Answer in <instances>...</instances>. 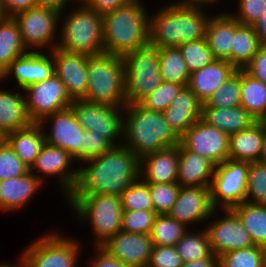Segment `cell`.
Here are the masks:
<instances>
[{"mask_svg": "<svg viewBox=\"0 0 266 267\" xmlns=\"http://www.w3.org/2000/svg\"><path fill=\"white\" fill-rule=\"evenodd\" d=\"M83 163L86 167L78 168L77 183L70 194L120 197L140 177V158L122 144Z\"/></svg>", "mask_w": 266, "mask_h": 267, "instance_id": "cell-1", "label": "cell"}, {"mask_svg": "<svg viewBox=\"0 0 266 267\" xmlns=\"http://www.w3.org/2000/svg\"><path fill=\"white\" fill-rule=\"evenodd\" d=\"M158 10L153 11L152 15L149 13L150 45L158 48L178 47L184 42L205 38L212 16L205 8L184 7L171 1Z\"/></svg>", "mask_w": 266, "mask_h": 267, "instance_id": "cell-2", "label": "cell"}, {"mask_svg": "<svg viewBox=\"0 0 266 267\" xmlns=\"http://www.w3.org/2000/svg\"><path fill=\"white\" fill-rule=\"evenodd\" d=\"M179 143L180 137L167 123L162 112L148 110L140 103L123 107L122 145L140 159Z\"/></svg>", "mask_w": 266, "mask_h": 267, "instance_id": "cell-3", "label": "cell"}, {"mask_svg": "<svg viewBox=\"0 0 266 267\" xmlns=\"http://www.w3.org/2000/svg\"><path fill=\"white\" fill-rule=\"evenodd\" d=\"M135 0L103 16L104 53L124 57L149 43V13Z\"/></svg>", "mask_w": 266, "mask_h": 267, "instance_id": "cell-4", "label": "cell"}, {"mask_svg": "<svg viewBox=\"0 0 266 267\" xmlns=\"http://www.w3.org/2000/svg\"><path fill=\"white\" fill-rule=\"evenodd\" d=\"M68 12L61 10L57 48L86 56L104 53L103 17L85 3H77Z\"/></svg>", "mask_w": 266, "mask_h": 267, "instance_id": "cell-5", "label": "cell"}, {"mask_svg": "<svg viewBox=\"0 0 266 267\" xmlns=\"http://www.w3.org/2000/svg\"><path fill=\"white\" fill-rule=\"evenodd\" d=\"M66 200L79 222H89L94 236L93 247L102 246L121 231L123 210L120 197L106 194H69Z\"/></svg>", "mask_w": 266, "mask_h": 267, "instance_id": "cell-6", "label": "cell"}, {"mask_svg": "<svg viewBox=\"0 0 266 267\" xmlns=\"http://www.w3.org/2000/svg\"><path fill=\"white\" fill-rule=\"evenodd\" d=\"M88 87L84 100L124 107L125 64L123 57L101 53L88 56Z\"/></svg>", "mask_w": 266, "mask_h": 267, "instance_id": "cell-7", "label": "cell"}, {"mask_svg": "<svg viewBox=\"0 0 266 267\" xmlns=\"http://www.w3.org/2000/svg\"><path fill=\"white\" fill-rule=\"evenodd\" d=\"M127 104L140 103L161 83L159 48L149 43L123 57Z\"/></svg>", "mask_w": 266, "mask_h": 267, "instance_id": "cell-8", "label": "cell"}, {"mask_svg": "<svg viewBox=\"0 0 266 267\" xmlns=\"http://www.w3.org/2000/svg\"><path fill=\"white\" fill-rule=\"evenodd\" d=\"M81 244L72 236L46 233L21 253L28 267H79Z\"/></svg>", "mask_w": 266, "mask_h": 267, "instance_id": "cell-9", "label": "cell"}, {"mask_svg": "<svg viewBox=\"0 0 266 267\" xmlns=\"http://www.w3.org/2000/svg\"><path fill=\"white\" fill-rule=\"evenodd\" d=\"M60 14L61 10L57 8L37 6L13 17L28 51H52L57 48Z\"/></svg>", "mask_w": 266, "mask_h": 267, "instance_id": "cell-10", "label": "cell"}, {"mask_svg": "<svg viewBox=\"0 0 266 267\" xmlns=\"http://www.w3.org/2000/svg\"><path fill=\"white\" fill-rule=\"evenodd\" d=\"M249 162L227 159L215 166L209 190L214 209H232L246 201Z\"/></svg>", "mask_w": 266, "mask_h": 267, "instance_id": "cell-11", "label": "cell"}, {"mask_svg": "<svg viewBox=\"0 0 266 267\" xmlns=\"http://www.w3.org/2000/svg\"><path fill=\"white\" fill-rule=\"evenodd\" d=\"M69 107L85 131L91 130L94 134L103 135L113 146L122 144L123 107H113L84 99L72 100ZM118 138L121 139L120 142Z\"/></svg>", "mask_w": 266, "mask_h": 267, "instance_id": "cell-12", "label": "cell"}, {"mask_svg": "<svg viewBox=\"0 0 266 267\" xmlns=\"http://www.w3.org/2000/svg\"><path fill=\"white\" fill-rule=\"evenodd\" d=\"M39 124L47 144L67 151L77 163L84 162L85 129L70 107L44 117Z\"/></svg>", "mask_w": 266, "mask_h": 267, "instance_id": "cell-13", "label": "cell"}, {"mask_svg": "<svg viewBox=\"0 0 266 267\" xmlns=\"http://www.w3.org/2000/svg\"><path fill=\"white\" fill-rule=\"evenodd\" d=\"M73 161L75 162V159L67 151L45 142L29 171L43 184L46 183V178H56L59 189L61 188L60 192L66 199L73 191L78 179V168L71 165Z\"/></svg>", "mask_w": 266, "mask_h": 267, "instance_id": "cell-14", "label": "cell"}, {"mask_svg": "<svg viewBox=\"0 0 266 267\" xmlns=\"http://www.w3.org/2000/svg\"><path fill=\"white\" fill-rule=\"evenodd\" d=\"M23 92L28 115L35 123H39L48 115L68 108L72 103L64 83L55 74L42 82L25 87Z\"/></svg>", "mask_w": 266, "mask_h": 267, "instance_id": "cell-15", "label": "cell"}, {"mask_svg": "<svg viewBox=\"0 0 266 267\" xmlns=\"http://www.w3.org/2000/svg\"><path fill=\"white\" fill-rule=\"evenodd\" d=\"M180 143L187 150L208 159L215 166L228 159L229 136L202 118L180 137Z\"/></svg>", "mask_w": 266, "mask_h": 267, "instance_id": "cell-16", "label": "cell"}, {"mask_svg": "<svg viewBox=\"0 0 266 267\" xmlns=\"http://www.w3.org/2000/svg\"><path fill=\"white\" fill-rule=\"evenodd\" d=\"M219 218L203 226L209 236L212 252L219 257L229 251L254 246L249 232L232 209H219Z\"/></svg>", "mask_w": 266, "mask_h": 267, "instance_id": "cell-17", "label": "cell"}, {"mask_svg": "<svg viewBox=\"0 0 266 267\" xmlns=\"http://www.w3.org/2000/svg\"><path fill=\"white\" fill-rule=\"evenodd\" d=\"M216 212L218 209L211 204L209 187H180L168 215L191 229L193 224L212 220Z\"/></svg>", "mask_w": 266, "mask_h": 267, "instance_id": "cell-18", "label": "cell"}, {"mask_svg": "<svg viewBox=\"0 0 266 267\" xmlns=\"http://www.w3.org/2000/svg\"><path fill=\"white\" fill-rule=\"evenodd\" d=\"M54 74L64 83L71 100L84 99L88 87V56L73 54L54 48L52 51Z\"/></svg>", "mask_w": 266, "mask_h": 267, "instance_id": "cell-19", "label": "cell"}, {"mask_svg": "<svg viewBox=\"0 0 266 267\" xmlns=\"http://www.w3.org/2000/svg\"><path fill=\"white\" fill-rule=\"evenodd\" d=\"M52 74H54V62L51 51L45 53L28 51L9 65L0 76V80L14 77L16 87L23 90L31 84L46 80Z\"/></svg>", "mask_w": 266, "mask_h": 267, "instance_id": "cell-20", "label": "cell"}, {"mask_svg": "<svg viewBox=\"0 0 266 267\" xmlns=\"http://www.w3.org/2000/svg\"><path fill=\"white\" fill-rule=\"evenodd\" d=\"M101 247L124 264L133 267H147L153 242L148 234L120 231Z\"/></svg>", "mask_w": 266, "mask_h": 267, "instance_id": "cell-21", "label": "cell"}, {"mask_svg": "<svg viewBox=\"0 0 266 267\" xmlns=\"http://www.w3.org/2000/svg\"><path fill=\"white\" fill-rule=\"evenodd\" d=\"M178 160V145L144 155L140 159V177L146 183H175Z\"/></svg>", "mask_w": 266, "mask_h": 267, "instance_id": "cell-22", "label": "cell"}, {"mask_svg": "<svg viewBox=\"0 0 266 267\" xmlns=\"http://www.w3.org/2000/svg\"><path fill=\"white\" fill-rule=\"evenodd\" d=\"M202 110L203 103L185 86L163 115L174 132L181 137L197 120L202 118Z\"/></svg>", "mask_w": 266, "mask_h": 267, "instance_id": "cell-23", "label": "cell"}, {"mask_svg": "<svg viewBox=\"0 0 266 267\" xmlns=\"http://www.w3.org/2000/svg\"><path fill=\"white\" fill-rule=\"evenodd\" d=\"M236 71L227 60L216 59L202 69L190 73L187 87L204 104Z\"/></svg>", "mask_w": 266, "mask_h": 267, "instance_id": "cell-24", "label": "cell"}, {"mask_svg": "<svg viewBox=\"0 0 266 267\" xmlns=\"http://www.w3.org/2000/svg\"><path fill=\"white\" fill-rule=\"evenodd\" d=\"M178 175L180 187H209L214 175L215 165L199 154L178 144Z\"/></svg>", "mask_w": 266, "mask_h": 267, "instance_id": "cell-25", "label": "cell"}, {"mask_svg": "<svg viewBox=\"0 0 266 267\" xmlns=\"http://www.w3.org/2000/svg\"><path fill=\"white\" fill-rule=\"evenodd\" d=\"M42 185L30 171L23 176L0 181V211L15 212L24 208L34 194L43 188Z\"/></svg>", "mask_w": 266, "mask_h": 267, "instance_id": "cell-26", "label": "cell"}, {"mask_svg": "<svg viewBox=\"0 0 266 267\" xmlns=\"http://www.w3.org/2000/svg\"><path fill=\"white\" fill-rule=\"evenodd\" d=\"M213 14L206 29V40L209 49L218 60L231 63V49L235 35V18L228 12Z\"/></svg>", "mask_w": 266, "mask_h": 267, "instance_id": "cell-27", "label": "cell"}, {"mask_svg": "<svg viewBox=\"0 0 266 267\" xmlns=\"http://www.w3.org/2000/svg\"><path fill=\"white\" fill-rule=\"evenodd\" d=\"M32 123L26 108L25 94L0 88V133L6 136Z\"/></svg>", "mask_w": 266, "mask_h": 267, "instance_id": "cell-28", "label": "cell"}, {"mask_svg": "<svg viewBox=\"0 0 266 267\" xmlns=\"http://www.w3.org/2000/svg\"><path fill=\"white\" fill-rule=\"evenodd\" d=\"M5 141L29 169L45 144L43 129L39 123L35 122L8 133Z\"/></svg>", "mask_w": 266, "mask_h": 267, "instance_id": "cell-29", "label": "cell"}, {"mask_svg": "<svg viewBox=\"0 0 266 267\" xmlns=\"http://www.w3.org/2000/svg\"><path fill=\"white\" fill-rule=\"evenodd\" d=\"M202 119L228 136L257 122L241 105L234 108L203 107Z\"/></svg>", "mask_w": 266, "mask_h": 267, "instance_id": "cell-30", "label": "cell"}, {"mask_svg": "<svg viewBox=\"0 0 266 267\" xmlns=\"http://www.w3.org/2000/svg\"><path fill=\"white\" fill-rule=\"evenodd\" d=\"M263 121L229 136L228 159L235 161H260L262 152Z\"/></svg>", "mask_w": 266, "mask_h": 267, "instance_id": "cell-31", "label": "cell"}, {"mask_svg": "<svg viewBox=\"0 0 266 267\" xmlns=\"http://www.w3.org/2000/svg\"><path fill=\"white\" fill-rule=\"evenodd\" d=\"M241 106L256 121H266V84L240 69Z\"/></svg>", "mask_w": 266, "mask_h": 267, "instance_id": "cell-32", "label": "cell"}, {"mask_svg": "<svg viewBox=\"0 0 266 267\" xmlns=\"http://www.w3.org/2000/svg\"><path fill=\"white\" fill-rule=\"evenodd\" d=\"M17 22L13 17L0 19V76L18 57L26 54Z\"/></svg>", "mask_w": 266, "mask_h": 267, "instance_id": "cell-33", "label": "cell"}, {"mask_svg": "<svg viewBox=\"0 0 266 267\" xmlns=\"http://www.w3.org/2000/svg\"><path fill=\"white\" fill-rule=\"evenodd\" d=\"M261 45L252 25H243L235 19L231 64L237 70L244 69L250 63Z\"/></svg>", "mask_w": 266, "mask_h": 267, "instance_id": "cell-34", "label": "cell"}, {"mask_svg": "<svg viewBox=\"0 0 266 267\" xmlns=\"http://www.w3.org/2000/svg\"><path fill=\"white\" fill-rule=\"evenodd\" d=\"M232 210L249 232L254 245L266 248V205L245 201Z\"/></svg>", "mask_w": 266, "mask_h": 267, "instance_id": "cell-35", "label": "cell"}, {"mask_svg": "<svg viewBox=\"0 0 266 267\" xmlns=\"http://www.w3.org/2000/svg\"><path fill=\"white\" fill-rule=\"evenodd\" d=\"M159 71L162 81L188 84L190 73L179 47L159 48Z\"/></svg>", "mask_w": 266, "mask_h": 267, "instance_id": "cell-36", "label": "cell"}, {"mask_svg": "<svg viewBox=\"0 0 266 267\" xmlns=\"http://www.w3.org/2000/svg\"><path fill=\"white\" fill-rule=\"evenodd\" d=\"M191 231L190 229L175 245L183 262L198 260L205 257H217L213 254L206 229ZM196 231V232H195ZM195 232V233H194Z\"/></svg>", "mask_w": 266, "mask_h": 267, "instance_id": "cell-37", "label": "cell"}, {"mask_svg": "<svg viewBox=\"0 0 266 267\" xmlns=\"http://www.w3.org/2000/svg\"><path fill=\"white\" fill-rule=\"evenodd\" d=\"M188 229L168 214L157 215L150 237L155 246H175Z\"/></svg>", "mask_w": 266, "mask_h": 267, "instance_id": "cell-38", "label": "cell"}, {"mask_svg": "<svg viewBox=\"0 0 266 267\" xmlns=\"http://www.w3.org/2000/svg\"><path fill=\"white\" fill-rule=\"evenodd\" d=\"M266 248L254 245L229 251L218 257V267H264Z\"/></svg>", "mask_w": 266, "mask_h": 267, "instance_id": "cell-39", "label": "cell"}, {"mask_svg": "<svg viewBox=\"0 0 266 267\" xmlns=\"http://www.w3.org/2000/svg\"><path fill=\"white\" fill-rule=\"evenodd\" d=\"M178 47L182 53L189 73L200 70L216 60L213 52L208 47L206 38L184 42Z\"/></svg>", "mask_w": 266, "mask_h": 267, "instance_id": "cell-40", "label": "cell"}, {"mask_svg": "<svg viewBox=\"0 0 266 267\" xmlns=\"http://www.w3.org/2000/svg\"><path fill=\"white\" fill-rule=\"evenodd\" d=\"M240 105V69H238L213 93L203 107L234 108Z\"/></svg>", "mask_w": 266, "mask_h": 267, "instance_id": "cell-41", "label": "cell"}, {"mask_svg": "<svg viewBox=\"0 0 266 267\" xmlns=\"http://www.w3.org/2000/svg\"><path fill=\"white\" fill-rule=\"evenodd\" d=\"M246 201L266 205V162H249Z\"/></svg>", "mask_w": 266, "mask_h": 267, "instance_id": "cell-42", "label": "cell"}, {"mask_svg": "<svg viewBox=\"0 0 266 267\" xmlns=\"http://www.w3.org/2000/svg\"><path fill=\"white\" fill-rule=\"evenodd\" d=\"M120 201L122 210H153L148 183L141 177L128 186Z\"/></svg>", "mask_w": 266, "mask_h": 267, "instance_id": "cell-43", "label": "cell"}, {"mask_svg": "<svg viewBox=\"0 0 266 267\" xmlns=\"http://www.w3.org/2000/svg\"><path fill=\"white\" fill-rule=\"evenodd\" d=\"M183 87V85L177 83L162 81L140 104L148 110L163 113Z\"/></svg>", "mask_w": 266, "mask_h": 267, "instance_id": "cell-44", "label": "cell"}, {"mask_svg": "<svg viewBox=\"0 0 266 267\" xmlns=\"http://www.w3.org/2000/svg\"><path fill=\"white\" fill-rule=\"evenodd\" d=\"M153 210L157 215L168 214L176 201L180 186L175 183H148Z\"/></svg>", "mask_w": 266, "mask_h": 267, "instance_id": "cell-45", "label": "cell"}, {"mask_svg": "<svg viewBox=\"0 0 266 267\" xmlns=\"http://www.w3.org/2000/svg\"><path fill=\"white\" fill-rule=\"evenodd\" d=\"M156 216L154 210H123L121 231L150 235Z\"/></svg>", "mask_w": 266, "mask_h": 267, "instance_id": "cell-46", "label": "cell"}, {"mask_svg": "<svg viewBox=\"0 0 266 267\" xmlns=\"http://www.w3.org/2000/svg\"><path fill=\"white\" fill-rule=\"evenodd\" d=\"M29 168L5 141L0 147V181L23 176Z\"/></svg>", "mask_w": 266, "mask_h": 267, "instance_id": "cell-47", "label": "cell"}, {"mask_svg": "<svg viewBox=\"0 0 266 267\" xmlns=\"http://www.w3.org/2000/svg\"><path fill=\"white\" fill-rule=\"evenodd\" d=\"M238 12H228L243 25H252L266 10V0H238Z\"/></svg>", "mask_w": 266, "mask_h": 267, "instance_id": "cell-48", "label": "cell"}, {"mask_svg": "<svg viewBox=\"0 0 266 267\" xmlns=\"http://www.w3.org/2000/svg\"><path fill=\"white\" fill-rule=\"evenodd\" d=\"M182 258L177 253L175 246L153 245L147 267H181Z\"/></svg>", "mask_w": 266, "mask_h": 267, "instance_id": "cell-49", "label": "cell"}, {"mask_svg": "<svg viewBox=\"0 0 266 267\" xmlns=\"http://www.w3.org/2000/svg\"><path fill=\"white\" fill-rule=\"evenodd\" d=\"M113 145L103 136L94 134V131H85L84 162L102 155Z\"/></svg>", "mask_w": 266, "mask_h": 267, "instance_id": "cell-50", "label": "cell"}, {"mask_svg": "<svg viewBox=\"0 0 266 267\" xmlns=\"http://www.w3.org/2000/svg\"><path fill=\"white\" fill-rule=\"evenodd\" d=\"M244 70L266 84V44H262Z\"/></svg>", "mask_w": 266, "mask_h": 267, "instance_id": "cell-51", "label": "cell"}, {"mask_svg": "<svg viewBox=\"0 0 266 267\" xmlns=\"http://www.w3.org/2000/svg\"><path fill=\"white\" fill-rule=\"evenodd\" d=\"M94 252L96 253L89 261L90 264L87 262V267H133L110 255L101 246H95Z\"/></svg>", "mask_w": 266, "mask_h": 267, "instance_id": "cell-52", "label": "cell"}, {"mask_svg": "<svg viewBox=\"0 0 266 267\" xmlns=\"http://www.w3.org/2000/svg\"><path fill=\"white\" fill-rule=\"evenodd\" d=\"M0 5L5 17H14L38 6L36 0H0Z\"/></svg>", "mask_w": 266, "mask_h": 267, "instance_id": "cell-53", "label": "cell"}, {"mask_svg": "<svg viewBox=\"0 0 266 267\" xmlns=\"http://www.w3.org/2000/svg\"><path fill=\"white\" fill-rule=\"evenodd\" d=\"M135 0H87L85 4L100 16H104L119 7H123Z\"/></svg>", "mask_w": 266, "mask_h": 267, "instance_id": "cell-54", "label": "cell"}, {"mask_svg": "<svg viewBox=\"0 0 266 267\" xmlns=\"http://www.w3.org/2000/svg\"><path fill=\"white\" fill-rule=\"evenodd\" d=\"M259 41L266 44V10L259 18L252 24Z\"/></svg>", "mask_w": 266, "mask_h": 267, "instance_id": "cell-55", "label": "cell"}, {"mask_svg": "<svg viewBox=\"0 0 266 267\" xmlns=\"http://www.w3.org/2000/svg\"><path fill=\"white\" fill-rule=\"evenodd\" d=\"M181 267H218V257H205L198 260L183 262Z\"/></svg>", "mask_w": 266, "mask_h": 267, "instance_id": "cell-56", "label": "cell"}, {"mask_svg": "<svg viewBox=\"0 0 266 267\" xmlns=\"http://www.w3.org/2000/svg\"><path fill=\"white\" fill-rule=\"evenodd\" d=\"M220 0H175V2L178 5L184 6V7H193V8H208V5L210 7L219 3Z\"/></svg>", "mask_w": 266, "mask_h": 267, "instance_id": "cell-57", "label": "cell"}, {"mask_svg": "<svg viewBox=\"0 0 266 267\" xmlns=\"http://www.w3.org/2000/svg\"><path fill=\"white\" fill-rule=\"evenodd\" d=\"M38 6H50L57 8L58 10L67 9L69 4L74 2L73 4L78 3L76 0H36Z\"/></svg>", "mask_w": 266, "mask_h": 267, "instance_id": "cell-58", "label": "cell"}, {"mask_svg": "<svg viewBox=\"0 0 266 267\" xmlns=\"http://www.w3.org/2000/svg\"><path fill=\"white\" fill-rule=\"evenodd\" d=\"M260 161L266 162V121H263L262 152Z\"/></svg>", "mask_w": 266, "mask_h": 267, "instance_id": "cell-59", "label": "cell"}, {"mask_svg": "<svg viewBox=\"0 0 266 267\" xmlns=\"http://www.w3.org/2000/svg\"><path fill=\"white\" fill-rule=\"evenodd\" d=\"M19 259H20L19 262H18L19 264H17V263L11 264V262H9V263L1 262L0 263V267H28V264H27V262L25 261V259L23 258L22 255H20Z\"/></svg>", "mask_w": 266, "mask_h": 267, "instance_id": "cell-60", "label": "cell"}, {"mask_svg": "<svg viewBox=\"0 0 266 267\" xmlns=\"http://www.w3.org/2000/svg\"><path fill=\"white\" fill-rule=\"evenodd\" d=\"M5 142V135L0 133V147L2 146V144Z\"/></svg>", "mask_w": 266, "mask_h": 267, "instance_id": "cell-61", "label": "cell"}, {"mask_svg": "<svg viewBox=\"0 0 266 267\" xmlns=\"http://www.w3.org/2000/svg\"><path fill=\"white\" fill-rule=\"evenodd\" d=\"M3 17H5V16H4L3 12H2L1 5H0V19L3 18Z\"/></svg>", "mask_w": 266, "mask_h": 267, "instance_id": "cell-62", "label": "cell"}, {"mask_svg": "<svg viewBox=\"0 0 266 267\" xmlns=\"http://www.w3.org/2000/svg\"><path fill=\"white\" fill-rule=\"evenodd\" d=\"M78 3H85L87 0H76Z\"/></svg>", "mask_w": 266, "mask_h": 267, "instance_id": "cell-63", "label": "cell"}]
</instances>
